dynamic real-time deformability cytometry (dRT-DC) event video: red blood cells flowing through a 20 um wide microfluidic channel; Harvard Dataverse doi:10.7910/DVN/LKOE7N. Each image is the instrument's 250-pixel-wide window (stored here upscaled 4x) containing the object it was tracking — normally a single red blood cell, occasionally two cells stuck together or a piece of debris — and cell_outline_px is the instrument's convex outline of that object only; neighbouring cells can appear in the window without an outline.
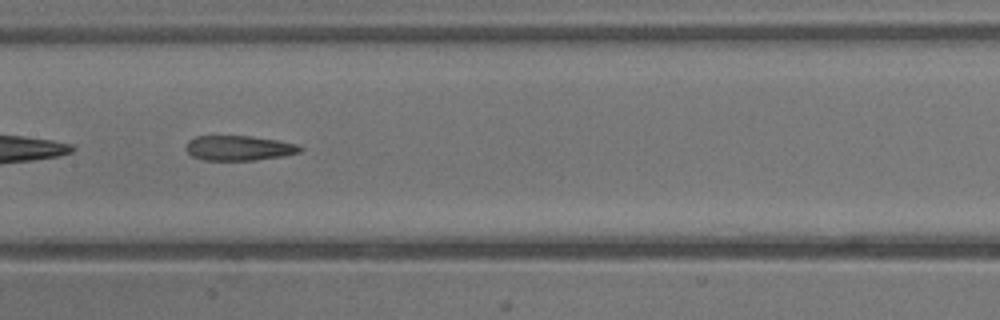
{"species": "common noctule bat (a hibernating species)", "species_latin": "Nyctalus noctula", "temperature_condition": "warm", "stored_images_in_passage": 22, "camera_frame_rate_fps": 3000, "um_per_image_px": 0.085, "animal": {"sex": "male", "body_mass_g": 13.3}, "frame": {"image": 1, "passage_image": 13, "time_ms": 4.0, "image_size_px": [1000, 320], "cell_outline_px": [[304, 148], [300, 152], [284, 156], [256, 160], [204, 160], [192, 156], [184, 148], [184, 144], [188, 140], [196, 136], [252, 136], [280, 140], [296, 144]], "centroid_in_image_um": [20.3, 12.58], "position_along_channel_um": 187.1, "area_um2": 16.82}}
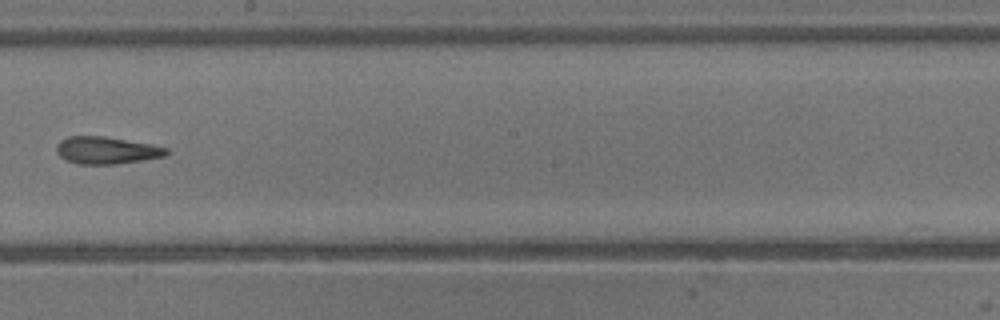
{"frame": {"image": 2, "passage_image": 16, "time_ms": 5.0, "image_size_px": [1000, 320], "cell_outline_px": [[168, 152], [164, 156], [116, 164], [76, 164], [64, 160], [56, 152], [56, 148], [60, 140], [68, 136], [104, 136], [152, 144], [168, 148]], "centroid_in_image_um": [9.01, 12.77], "position_along_channel_um": 239.2, "area_um2": 17.46}}